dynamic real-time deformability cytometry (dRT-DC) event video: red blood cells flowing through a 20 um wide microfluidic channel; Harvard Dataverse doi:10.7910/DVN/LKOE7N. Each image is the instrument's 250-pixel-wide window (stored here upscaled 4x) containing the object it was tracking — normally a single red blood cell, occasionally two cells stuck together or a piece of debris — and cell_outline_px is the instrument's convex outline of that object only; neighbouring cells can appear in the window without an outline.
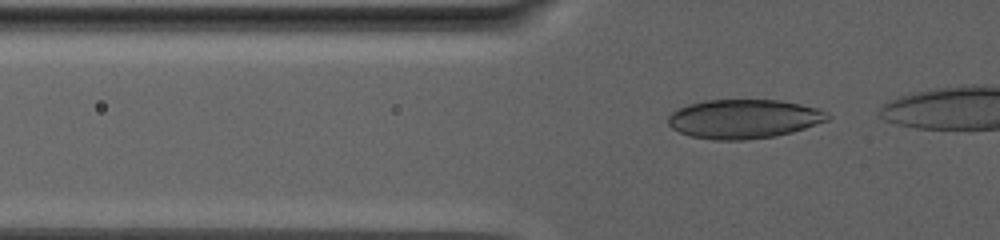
{"species": "human", "species_latin": "Homo sapiens", "temperature_condition": "warm", "stored_images_in_passage": 49, "camera_frame_rate_fps": 3000, "um_per_image_px": 0.085, "donor": {"sex": "male"}, "frame": {"image": 1, "passage_image": 3, "time_ms": 0.667, "image_size_px": [1000, 240], "cell_outline_px": [[832, 116], [828, 120], [792, 132], [776, 136], [744, 140], [712, 140], [692, 136], [680, 132], [672, 128], [668, 124], [668, 116], [676, 108], [688, 104], [704, 100], [780, 100], [800, 104], [816, 108], [828, 112]], "centroid_in_image_um": [63.21, 10.1], "position_along_channel_um": 62.6, "area_um2": 36.47}}
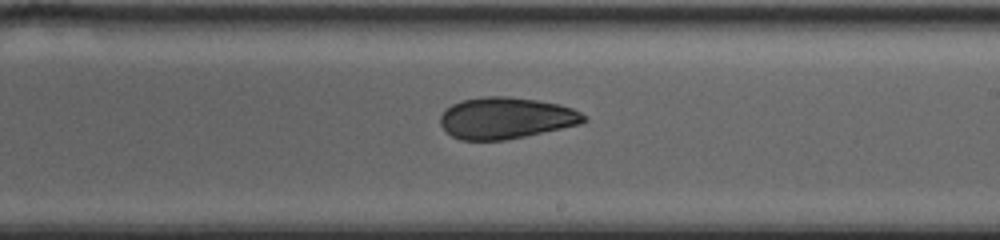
{"frame": {"image": 2, "passage_image": 27, "time_ms": 8.667, "image_size_px": [1000, 240], "cell_outline_px": [[588, 120], [580, 124], [524, 136], [504, 140], [460, 140], [452, 136], [440, 124], [440, 116], [452, 104], [460, 100], [484, 96], [508, 96], [536, 100], [560, 104], [572, 108], [588, 116]], "centroid_in_image_um": [43.02, 10.02], "position_along_channel_um": 246.0, "area_um2": 34.62}}
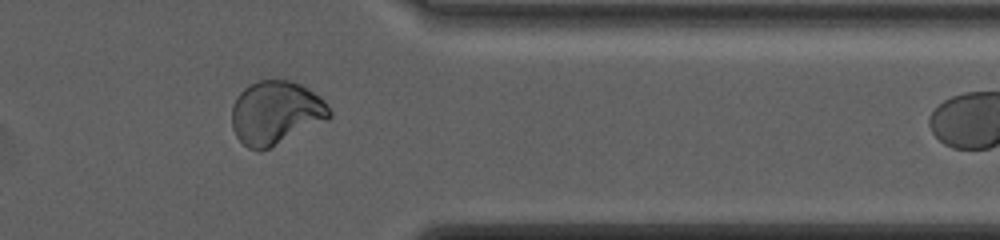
{"frame": {"image": 3, "passage_image": 45, "time_ms": 14.667, "image_size_px": [1000, 240], "cell_outline_px": [[332, 116], [328, 120], [260, 152], [248, 148], [236, 136], [232, 128], [232, 104], [236, 96], [244, 88], [260, 80], [288, 80], [300, 84], [324, 100], [328, 104], [332, 112]], "centroid_in_image_um": [23.44, 9.59], "position_along_channel_um": 388.0, "area_um2": 36.13}}